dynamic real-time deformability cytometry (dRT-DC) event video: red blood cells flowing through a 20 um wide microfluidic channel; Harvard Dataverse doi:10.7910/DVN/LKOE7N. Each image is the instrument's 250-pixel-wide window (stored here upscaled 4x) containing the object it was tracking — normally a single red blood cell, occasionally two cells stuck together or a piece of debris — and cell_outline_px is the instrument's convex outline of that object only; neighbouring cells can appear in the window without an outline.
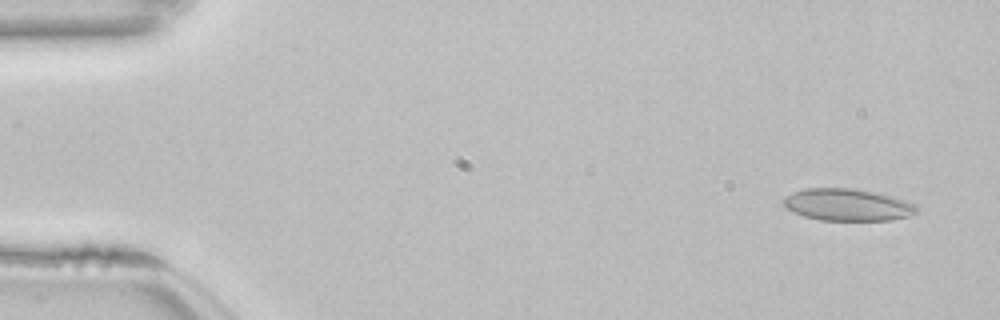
{"species": "common noctule bat (a hibernating species)", "species_latin": "Nyctalus noctula", "temperature_condition": "room temperature", "stored_images_in_passage": 49, "camera_frame_rate_fps": 3000, "um_per_image_px": 0.085, "animal": {"sex": "female", "body_mass_g": 22.7, "forearm_length_mm": 54.2}, "frame": {"image": 1, "passage_image": 3, "time_ms": 0.667, "image_size_px": [1000, 320], "cell_outline_px": [[920, 208], [916, 212], [908, 216], [892, 220], [820, 220], [804, 216], [792, 212], [784, 204], [784, 196], [792, 192], [804, 188], [852, 188], [876, 192], [892, 196], [916, 204]], "centroid_in_image_um": [72.04, 17.4], "position_along_channel_um": 13.0, "area_um2": 24.97}}
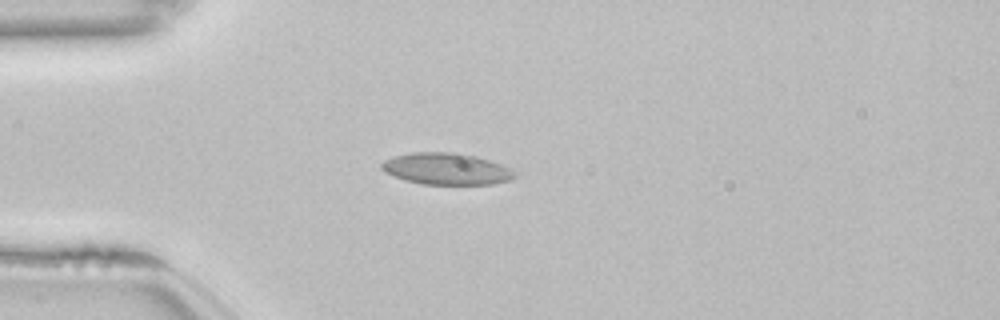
{"frame": {"image": 2, "passage_image": 14, "time_ms": 4.333, "image_size_px": [1000, 320], "cell_outline_px": [[516, 176], [512, 180], [492, 184], [420, 184], [404, 180], [384, 172], [380, 168], [380, 164], [384, 160], [396, 156], [412, 152], [452, 152], [476, 156], [512, 168], [516, 172]], "centroid_in_image_um": [37.95, 14.36], "position_along_channel_um": 47.1, "area_um2": 24.68}}
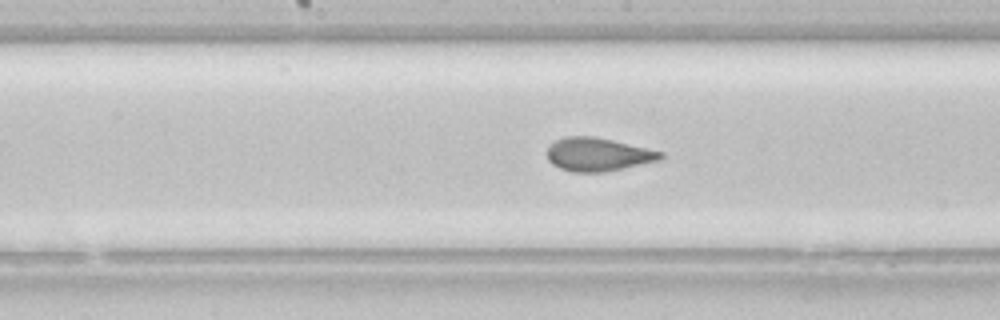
{"frame": {"image": 3, "passage_image": 27, "time_ms": 8.667, "image_size_px": [1000, 320], "cell_outline_px": [[664, 156], [660, 160], [624, 168], [604, 172], [572, 172], [560, 168], [552, 164], [548, 160], [548, 144], [564, 136], [592, 136], [612, 140], [664, 152]], "centroid_in_image_um": [50.81, 13.12], "position_along_channel_um": 197.4, "area_um2": 22.08}, "authors_computed_cell_mechanics": {"area_um2": 22.8888, "velocity_mm_per_s": 3.841, "shape_relaxation_time_tau1_ms": 6.0406, "shape_relaxation_time_tau2_ms": 0.7573, "deformation_change_tau1": 0.1398, "deformation_change_tau2": 0.0558}}